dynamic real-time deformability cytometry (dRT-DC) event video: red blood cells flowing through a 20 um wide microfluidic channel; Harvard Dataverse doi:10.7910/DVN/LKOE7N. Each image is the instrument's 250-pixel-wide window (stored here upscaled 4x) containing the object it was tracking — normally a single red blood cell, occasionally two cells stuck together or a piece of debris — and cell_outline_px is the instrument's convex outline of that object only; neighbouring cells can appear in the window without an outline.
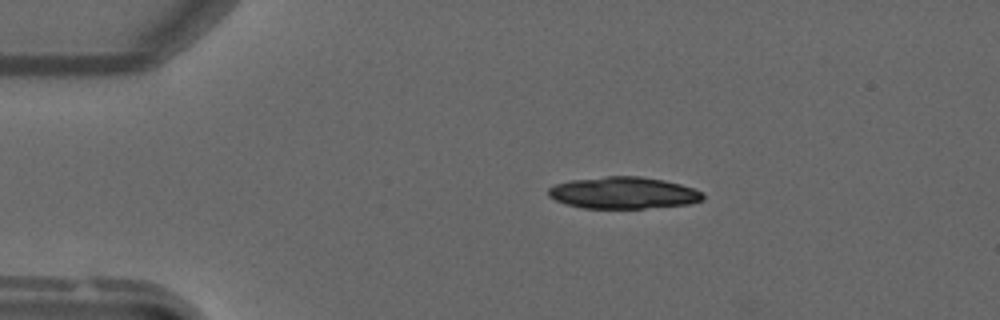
{"species": "common noctule bat (a hibernating species)", "species_latin": "Nyctalus noctula", "temperature_condition": "warm", "stored_images_in_passage": 41, "camera_frame_rate_fps": 3000, "um_per_image_px": 0.085, "animal": {"sex": "male", "forearm_length_mm": 52.5}, "frame": {"image": 1, "passage_image": 2, "time_ms": 0.333, "image_size_px": [1000, 320], "cell_outline_px": [[704, 200], [688, 204], [644, 208], [580, 208], [564, 204], [548, 196], [548, 188], [556, 184], [572, 180], [604, 176], [640, 176], [664, 180], [680, 184], [704, 192]], "centroid_in_image_um": [52.98, 16.39], "position_along_channel_um": 32.0, "area_um2": 28.73}}